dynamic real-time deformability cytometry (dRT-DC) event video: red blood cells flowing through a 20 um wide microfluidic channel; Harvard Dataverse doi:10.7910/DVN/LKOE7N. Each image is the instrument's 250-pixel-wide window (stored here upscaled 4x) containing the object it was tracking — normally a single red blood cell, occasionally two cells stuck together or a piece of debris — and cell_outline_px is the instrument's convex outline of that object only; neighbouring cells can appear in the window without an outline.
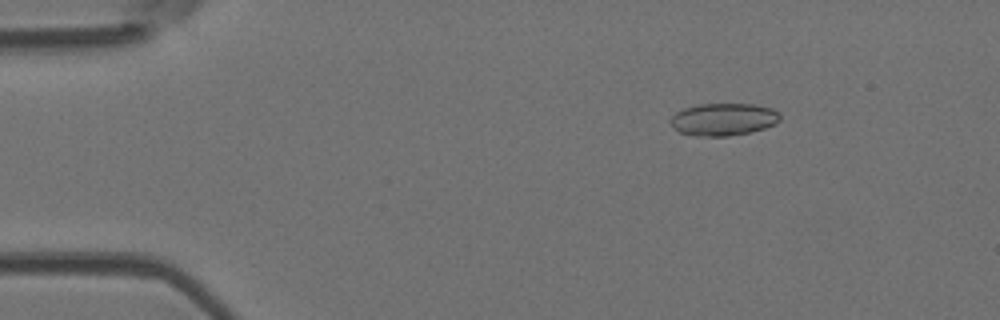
{"species": "Egyptian fruit bat (a non-hibernating species)", "species_latin": "Rousettus aegyptiacus", "temperature_condition": "room temperature", "stored_images_in_passage": 3, "camera_frame_rate_fps": 3000, "um_per_image_px": 0.085, "animal": {"sex": "female"}, "frame": {"image": 1, "passage_image": 1, "time_ms": 0.0, "image_size_px": [1000, 320], "cell_outline_px": [[780, 120], [776, 124], [764, 128], [748, 132], [728, 136], [696, 136], [680, 132], [672, 124], [672, 116], [676, 112], [684, 108], [700, 104], [752, 104], [772, 108], [780, 112]], "centroid_in_image_um": [61.54, 10.14], "position_along_channel_um": 23.5, "area_um2": 20.52}}